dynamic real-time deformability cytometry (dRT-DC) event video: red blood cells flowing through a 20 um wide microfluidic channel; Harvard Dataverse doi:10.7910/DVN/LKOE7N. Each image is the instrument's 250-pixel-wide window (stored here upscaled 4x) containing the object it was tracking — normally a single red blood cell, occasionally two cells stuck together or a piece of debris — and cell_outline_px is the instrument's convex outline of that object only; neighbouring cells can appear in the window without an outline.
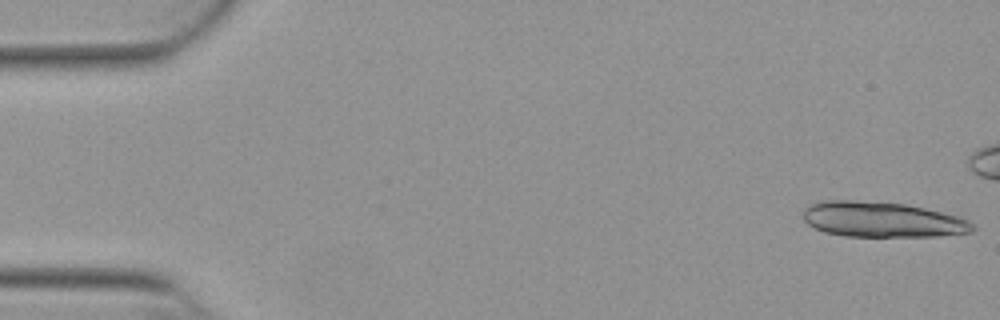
{"species": "Egyptian fruit bat (a non-hibernating species)", "species_latin": "Rousettus aegyptiacus", "temperature_condition": "warm", "stored_images_in_passage": 24, "camera_frame_rate_fps": 3000, "um_per_image_px": 0.085, "animal": {"sex": "female"}, "frame": {"image": 1, "passage_image": 1, "time_ms": 0.0, "image_size_px": [1000, 320], "cell_outline_px": [[976, 228], [972, 232], [936, 236], [844, 236], [824, 232], [808, 224], [804, 220], [804, 208], [820, 200], [856, 200], [904, 204], [924, 208], [956, 216], [968, 220]], "centroid_in_image_um": [74.95, 18.66], "position_along_channel_um": 10.0, "area_um2": 34.68}}